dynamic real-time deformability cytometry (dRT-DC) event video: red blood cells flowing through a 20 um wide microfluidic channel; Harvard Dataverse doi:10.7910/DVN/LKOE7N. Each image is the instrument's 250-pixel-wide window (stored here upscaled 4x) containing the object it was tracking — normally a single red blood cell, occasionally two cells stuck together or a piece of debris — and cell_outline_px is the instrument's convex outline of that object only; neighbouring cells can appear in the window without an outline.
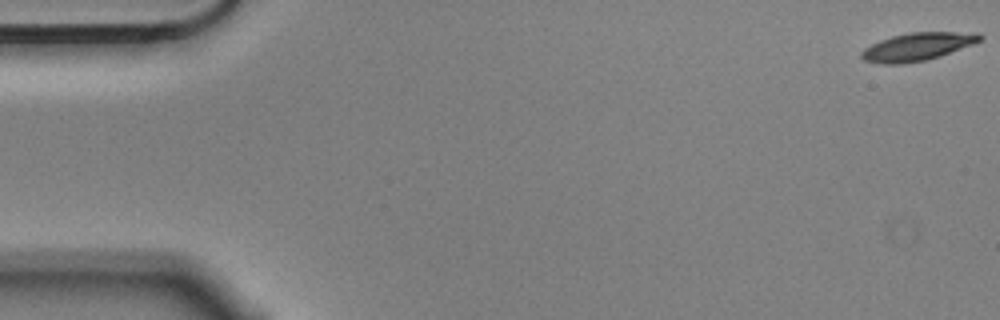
{"species": "Egyptian fruit bat (a non-hibernating species)", "species_latin": "Rousettus aegyptiacus", "temperature_condition": "cold", "stored_images_in_passage": 13, "camera_frame_rate_fps": 3000, "um_per_image_px": 0.085, "animal": {"sex": "male"}, "frame": {"image": 1, "passage_image": 1, "time_ms": 0.0, "image_size_px": [1000, 320], "cell_outline_px": [[984, 36], [980, 40], [972, 44], [940, 56], [924, 60], [904, 64], [880, 64], [864, 60], [860, 56], [860, 52], [864, 48], [880, 40], [892, 36], [908, 32], [980, 32]], "centroid_in_image_um": [77.97, 3.96], "position_along_channel_um": 7.0, "area_um2": 19.31}}
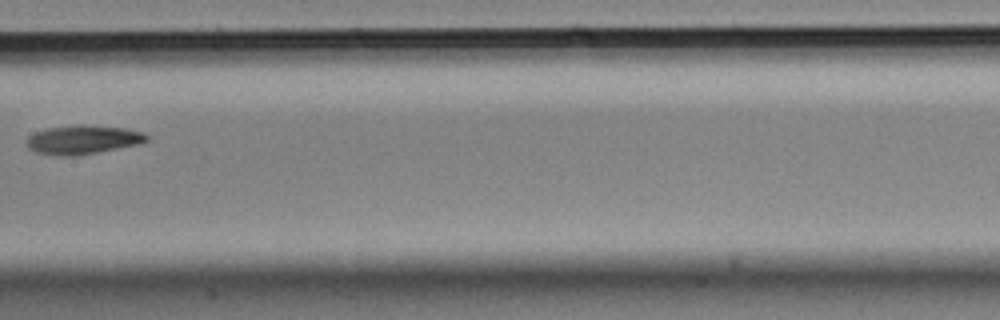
{"frame": {"image": 2, "passage_image": 8, "time_ms": 2.333, "image_size_px": [1000, 320], "cell_outline_px": [[148, 140], [136, 144], [76, 156], [56, 156], [36, 152], [28, 148], [28, 136], [36, 132], [48, 128], [80, 124], [84, 124], [124, 128], [144, 132], [148, 136]], "centroid_in_image_um": [7.03, 11.87], "position_along_channel_um": 200.4, "area_um2": 20.0}}
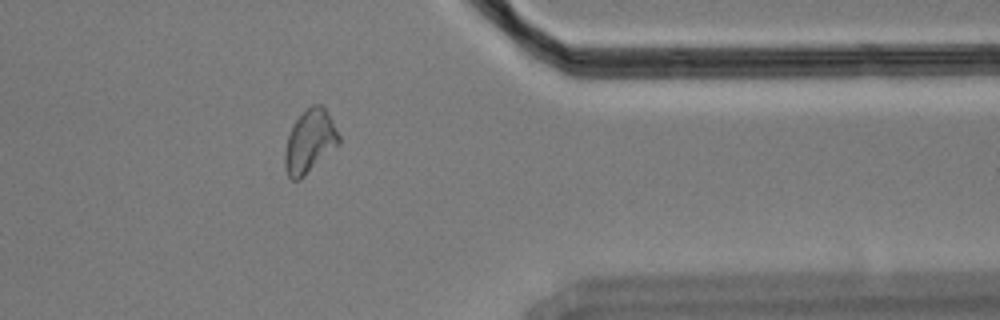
{"frame": {"image": 3, "passage_image": 13, "time_ms": 4.0, "image_size_px": [1000, 320], "cell_outline_px": [[340, 144], [300, 180], [292, 180], [288, 176], [284, 168], [284, 152], [288, 136], [292, 124], [312, 104], [320, 104], [324, 108], [332, 120], [340, 136]], "centroid_in_image_um": [26.32, 12.05], "position_along_channel_um": 385.1, "area_um2": 19.88}}